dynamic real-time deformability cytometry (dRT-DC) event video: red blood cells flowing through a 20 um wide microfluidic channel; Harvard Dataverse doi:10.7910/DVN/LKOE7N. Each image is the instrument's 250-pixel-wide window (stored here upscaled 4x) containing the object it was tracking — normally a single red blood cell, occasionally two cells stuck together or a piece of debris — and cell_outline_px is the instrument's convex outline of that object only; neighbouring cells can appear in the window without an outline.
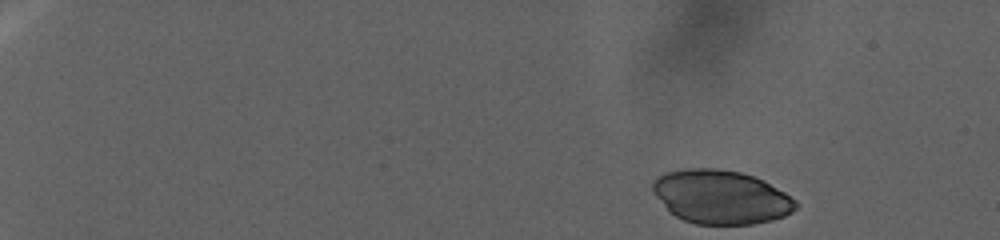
{"species": "human", "species_latin": "Homo sapiens", "temperature_condition": "warm", "stored_images_in_passage": 49, "camera_frame_rate_fps": 3000, "um_per_image_px": 0.085, "donor": {"sex": "female"}, "frame": {"image": 1, "passage_image": 1, "time_ms": 0.0, "image_size_px": [1000, 240], "cell_outline_px": [[800, 204], [792, 212], [784, 216], [772, 220], [752, 224], [696, 224], [684, 220], [676, 216], [652, 192], [652, 180], [664, 172], [684, 168], [716, 168], [740, 172], [764, 180], [784, 192], [796, 200]], "centroid_in_image_um": [61.28, 16.73], "position_along_channel_um": 23.7, "area_um2": 44.85}}
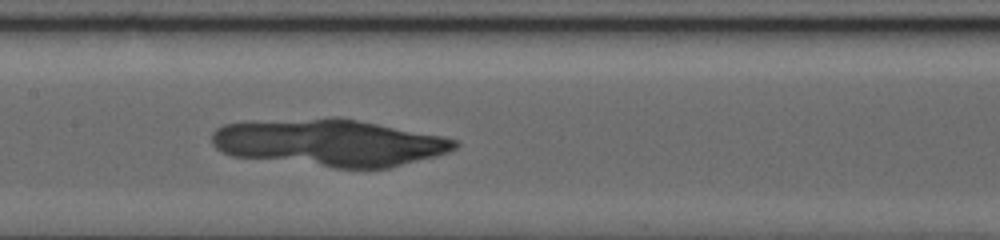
{"frame": {"image": 2, "passage_image": 26, "time_ms": 22.0, "image_size_px": [1000, 240], "cell_outline_px": [[460, 144], [456, 148], [448, 152], [436, 156], [388, 168], [332, 168], [232, 156], [216, 148], [212, 144], [212, 132], [216, 128], [224, 124], [336, 116], [440, 136], [460, 140]], "centroid_in_image_um": [28.0, 12.14], "position_along_channel_um": 179.4, "area_um2": 66.47}}
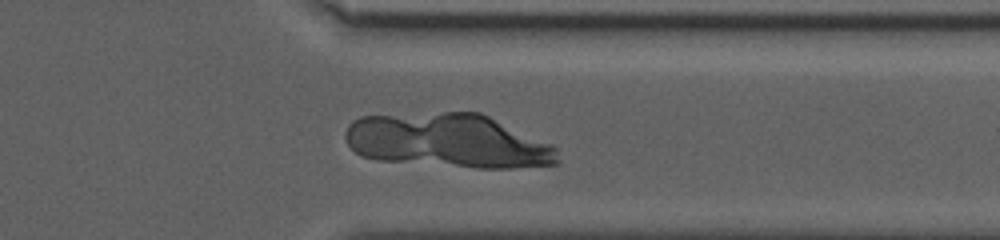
{"frame": {"image": 3, "passage_image": 44, "time_ms": 35.0, "image_size_px": [1000, 240], "cell_outline_px": [[560, 160], [556, 164], [512, 168], [476, 168], [376, 160], [364, 156], [356, 152], [348, 144], [344, 136], [344, 132], [348, 124], [352, 120], [360, 116], [444, 112], [480, 112], [552, 144], [556, 148]], "centroid_in_image_um": [38.07, 11.97], "position_along_channel_um": 373.3, "area_um2": 67.22}}